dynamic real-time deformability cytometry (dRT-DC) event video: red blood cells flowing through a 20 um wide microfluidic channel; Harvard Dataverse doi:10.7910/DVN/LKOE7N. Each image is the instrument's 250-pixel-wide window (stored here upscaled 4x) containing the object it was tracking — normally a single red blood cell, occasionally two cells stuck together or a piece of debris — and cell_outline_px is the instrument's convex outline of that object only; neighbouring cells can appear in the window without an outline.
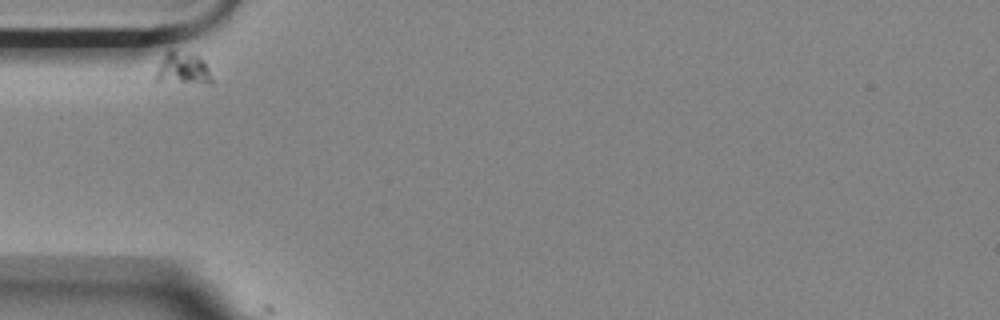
{"species": "Egyptian fruit bat (a non-hibernating species)", "species_latin": "Rousettus aegyptiacus", "temperature_condition": "room temperature", "stored_images_in_passage": 9, "camera_frame_rate_fps": 3000, "um_per_image_px": 0.085, "animal": {"sex": "female"}, "frame": {"image": 1, "passage_image": 1, "time_ms": 0.0, "image_size_px": [1000, 320], "cell_outline_px": [[212, 84], [208, 84], [156, 80], [156, 72], [168, 48], [172, 48], [196, 56], [204, 60], [208, 68], [212, 80]], "centroid_in_image_um": [15.56, 5.81], "position_along_channel_um": 69.4, "area_um2": 10.29}}
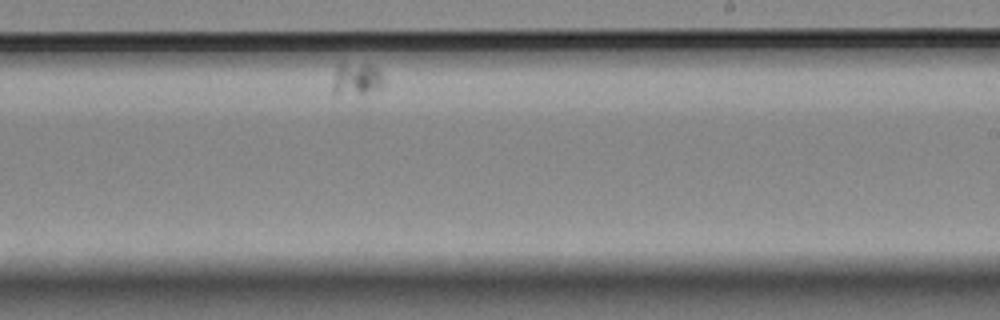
{"frame": {"image": 2, "passage_image": 6, "time_ms": 1.667, "image_size_px": [1000, 320], "cell_outline_px": [[384, 84], [380, 88], [364, 92], [332, 96], [332, 84], [336, 68], [340, 60], [372, 64], [384, 76]], "centroid_in_image_um": [30.25, 6.65], "position_along_channel_um": 258.7, "area_um2": 10.17}}
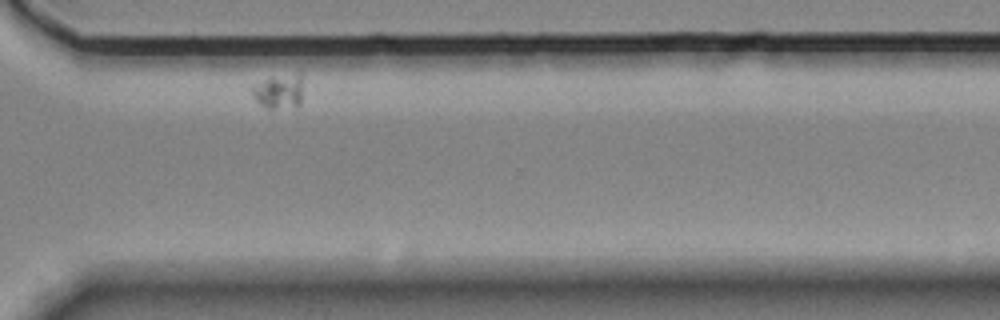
{"frame": {"image": 3, "passage_image": 9, "time_ms": 2.667, "image_size_px": [1000, 320], "cell_outline_px": [[300, 104], [272, 108], [268, 108], [260, 104], [256, 100], [248, 88], [252, 84], [272, 76], [296, 72], [300, 72]], "centroid_in_image_um": [23.62, 7.7], "position_along_channel_um": 347.0, "area_um2": 10.12}}